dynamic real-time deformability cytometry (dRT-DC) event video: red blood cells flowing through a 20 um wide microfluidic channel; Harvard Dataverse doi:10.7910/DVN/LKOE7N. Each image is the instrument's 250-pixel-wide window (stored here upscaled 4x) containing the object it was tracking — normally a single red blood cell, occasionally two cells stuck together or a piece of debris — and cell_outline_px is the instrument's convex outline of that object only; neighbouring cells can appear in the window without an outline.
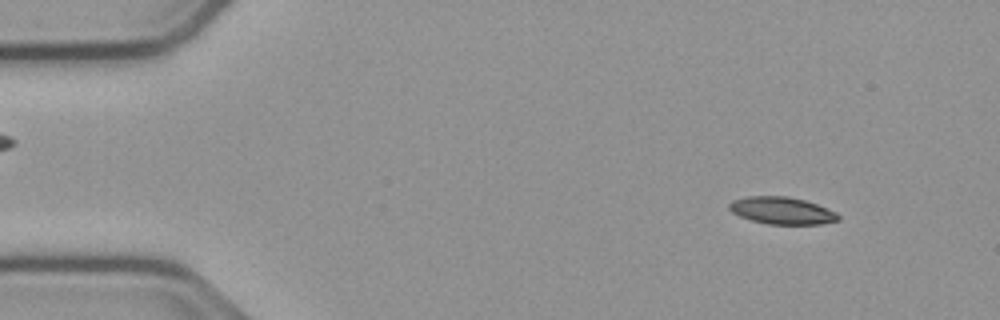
{"species": "common noctule bat (a hibernating species)", "species_latin": "Nyctalus noctula", "temperature_condition": "cold", "stored_images_in_passage": 51, "camera_frame_rate_fps": 3000, "um_per_image_px": 0.085, "animal": {"sex": "male", "body_mass_g": 23.1, "forearm_length_mm": 52.7}, "frame": {"image": 1, "passage_image": 2, "time_ms": 0.333, "image_size_px": [1000, 320], "cell_outline_px": [[840, 220], [820, 224], [768, 224], [752, 220], [740, 216], [732, 212], [728, 208], [728, 204], [732, 200], [748, 196], [788, 196], [804, 200], [816, 204], [836, 212], [840, 216]], "centroid_in_image_um": [66.45, 17.9], "position_along_channel_um": 18.5, "area_um2": 17.22}}
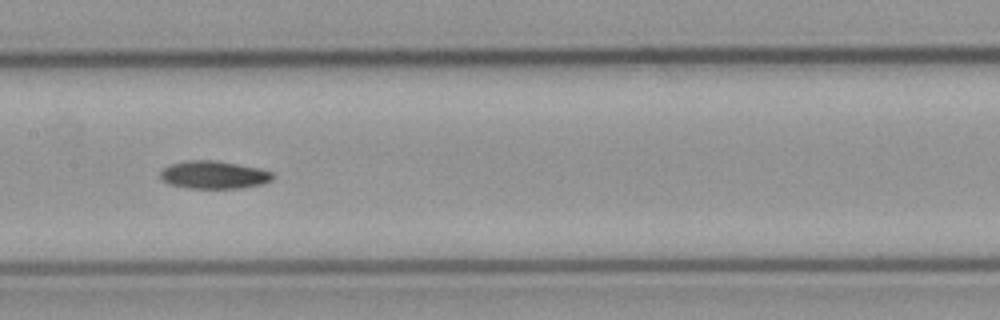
{"frame": {"image": 2, "passage_image": 23, "time_ms": 7.333, "image_size_px": [1000, 320], "cell_outline_px": [[272, 180], [260, 184], [240, 188], [184, 188], [168, 184], [160, 180], [160, 172], [168, 164], [188, 160], [212, 160], [236, 164], [256, 168], [272, 172]], "centroid_in_image_um": [18.08, 14.87], "position_along_channel_um": 189.3, "area_um2": 18.15}}
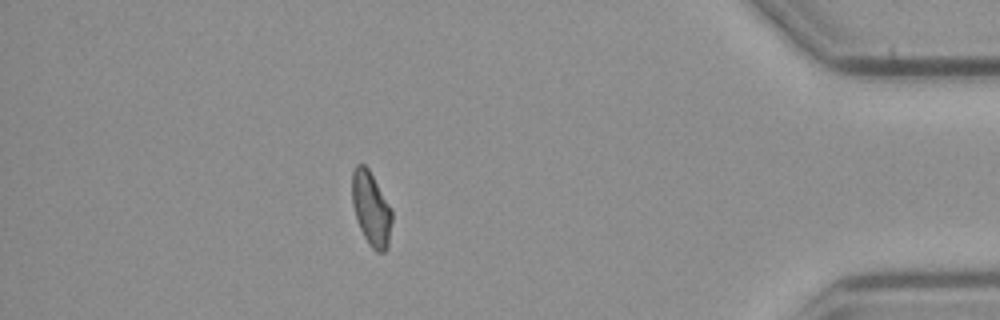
{"frame": {"image": 3, "passage_image": 44, "time_ms": 14.333, "image_size_px": [1000, 320], "cell_outline_px": [[392, 220], [388, 248], [384, 252], [376, 252], [368, 244], [360, 228], [352, 204], [352, 172], [356, 164], [364, 164], [368, 168], [392, 208]], "centroid_in_image_um": [31.56, 17.75], "position_along_channel_um": 403.6, "area_um2": 17.28}}